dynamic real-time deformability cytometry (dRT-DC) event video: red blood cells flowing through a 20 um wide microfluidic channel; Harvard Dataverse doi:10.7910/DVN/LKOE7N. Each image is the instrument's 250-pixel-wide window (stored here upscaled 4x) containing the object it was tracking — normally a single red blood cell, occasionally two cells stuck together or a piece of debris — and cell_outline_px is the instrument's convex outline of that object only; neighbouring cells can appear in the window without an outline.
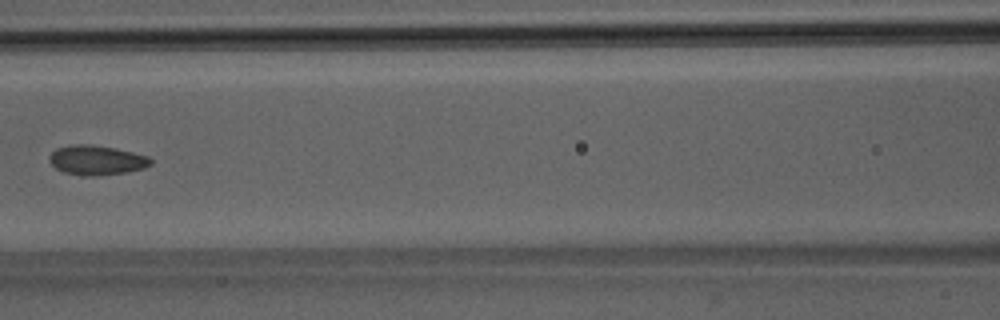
{"species": "Egyptian fruit bat (a non-hibernating species)", "species_latin": "Rousettus aegyptiacus", "temperature_condition": "room temperature", "stored_images_in_passage": 6, "camera_frame_rate_fps": 3000, "um_per_image_px": 0.085, "animal": {"sex": "male"}, "frame": {"image": 1, "passage_image": 6, "time_ms": 6.0, "image_size_px": [1000, 320], "cell_outline_px": [[152, 164], [144, 168], [124, 172], [92, 176], [80, 176], [64, 172], [56, 168], [48, 160], [48, 156], [56, 148], [72, 144], [88, 144], [116, 148], [148, 156], [152, 160]], "centroid_in_image_um": [8.18, 13.6], "position_along_channel_um": 158.4, "area_um2": 17.51}}